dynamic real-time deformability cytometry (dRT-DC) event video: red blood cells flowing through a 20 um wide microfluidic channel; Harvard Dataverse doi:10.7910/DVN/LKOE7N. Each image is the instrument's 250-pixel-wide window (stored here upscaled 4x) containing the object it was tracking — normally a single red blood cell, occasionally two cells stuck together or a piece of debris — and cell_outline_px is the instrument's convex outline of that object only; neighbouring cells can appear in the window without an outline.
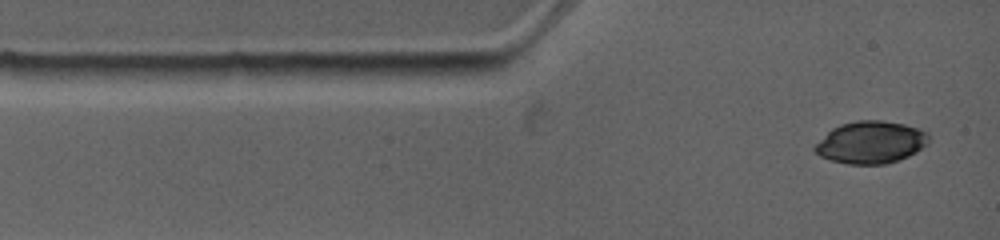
{"species": "common noctule bat (a hibernating species)", "species_latin": "Nyctalus noctula", "temperature_condition": "warm", "stored_images_in_passage": 8, "camera_frame_rate_fps": 4500, "um_per_image_px": 0.085, "animal": {"sex": "female", "body_mass_g": 19.0, "forearm_length_mm": 53.3}, "frame": {"image": 1, "passage_image": 1, "time_ms": 0.0, "image_size_px": [1000, 240], "cell_outline_px": [[928, 144], [916, 152], [900, 160], [884, 164], [848, 164], [832, 160], [820, 156], [812, 148], [832, 128], [840, 124], [856, 120], [880, 120], [904, 124], [928, 132]], "centroid_in_image_um": [74.03, 12.1], "position_along_channel_um": 11.0, "area_um2": 27.98}}
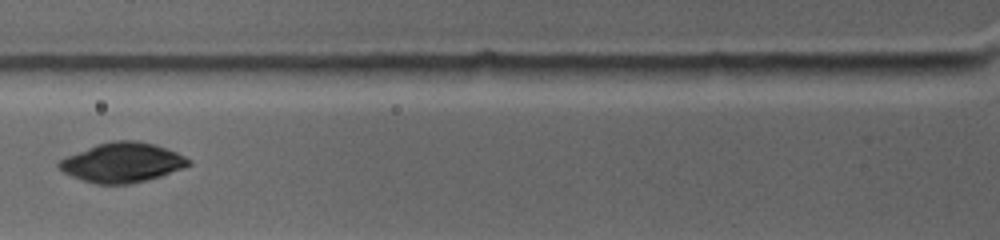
{"frame": {"image": 2, "passage_image": 5, "time_ms": 3.556, "image_size_px": [1000, 240], "cell_outline_px": [[192, 164], [184, 168], [160, 176], [132, 184], [96, 184], [72, 176], [64, 172], [56, 164], [64, 156], [96, 144], [112, 140], [136, 140], [156, 144], [176, 152], [192, 160]], "centroid_in_image_um": [10.4, 13.8], "position_along_channel_um": 115.4, "area_um2": 30.11}}
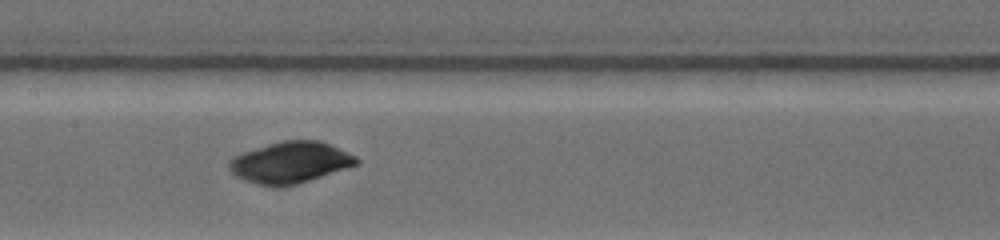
{"frame": {"image": 3, "passage_image": 7, "time_ms": 5.333, "image_size_px": [1000, 240], "cell_outline_px": [[360, 164], [284, 188], [272, 188], [256, 184], [244, 180], [236, 176], [228, 168], [228, 160], [232, 156], [280, 140], [320, 140], [356, 156], [360, 160]], "centroid_in_image_um": [24.65, 13.83], "position_along_channel_um": 182.8, "area_um2": 31.04}}